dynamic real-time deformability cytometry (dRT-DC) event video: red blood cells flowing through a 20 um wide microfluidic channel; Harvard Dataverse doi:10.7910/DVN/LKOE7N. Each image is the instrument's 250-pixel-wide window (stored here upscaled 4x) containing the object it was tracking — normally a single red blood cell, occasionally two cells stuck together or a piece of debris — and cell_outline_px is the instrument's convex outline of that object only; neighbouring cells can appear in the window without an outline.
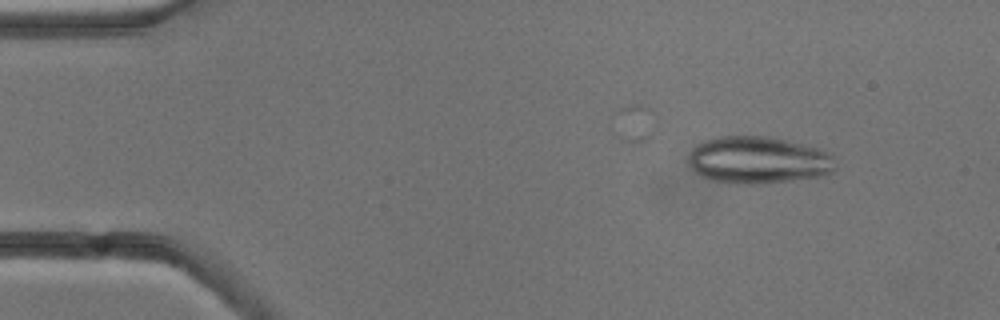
{"species": "common noctule bat (a hibernating species)", "species_latin": "Nyctalus noctula", "temperature_condition": "cold", "stored_images_in_passage": 6, "camera_frame_rate_fps": 3000, "um_per_image_px": 0.085, "animal": {"sex": "male", "body_mass_g": 13.3}, "frame": {"image": 1, "passage_image": 3, "time_ms": 2.333, "image_size_px": [1000, 320], "cell_outline_px": [[836, 168], [832, 172], [820, 176], [792, 180], [756, 184], [744, 184], [712, 180], [696, 172], [692, 168], [688, 160], [692, 148], [704, 140], [720, 136], [764, 136], [784, 140], [820, 148], [832, 156]], "centroid_in_image_um": [64.45, 13.6], "position_along_channel_um": 20.5, "area_um2": 40.0}}